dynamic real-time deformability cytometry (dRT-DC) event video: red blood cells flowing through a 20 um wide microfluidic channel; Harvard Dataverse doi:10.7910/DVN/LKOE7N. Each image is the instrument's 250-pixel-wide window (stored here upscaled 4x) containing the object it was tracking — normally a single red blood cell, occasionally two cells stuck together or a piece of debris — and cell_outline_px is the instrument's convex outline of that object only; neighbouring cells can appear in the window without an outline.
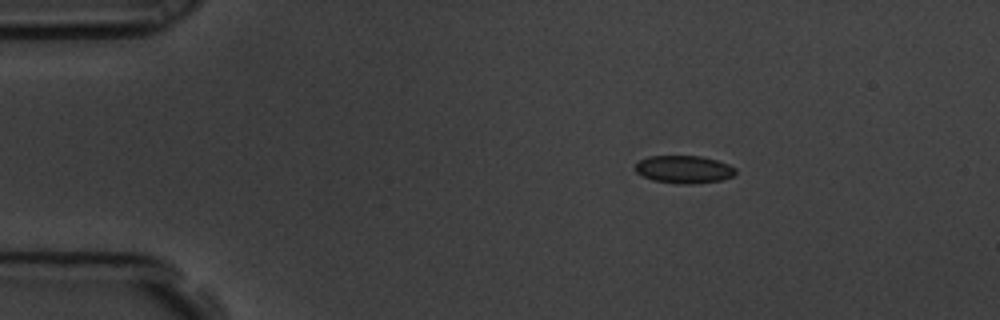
{"species": "common noctule bat (a hibernating species)", "species_latin": "Nyctalus noctula", "temperature_condition": "room temperature", "stored_images_in_passage": 5, "camera_frame_rate_fps": 3000, "um_per_image_px": 0.085, "animal": {"sex": "male", "body_mass_g": 19.5, "forearm_length_mm": 54.6}, "frame": {"image": 1, "passage_image": 2, "time_ms": 0.333, "image_size_px": [1000, 320], "cell_outline_px": [[736, 172], [732, 176], [724, 180], [692, 184], [680, 184], [652, 180], [636, 172], [636, 164], [640, 160], [648, 156], [700, 156], [716, 160], [728, 164], [736, 168]], "centroid_in_image_um": [58.16, 14.4], "position_along_channel_um": 26.8, "area_um2": 16.18}}
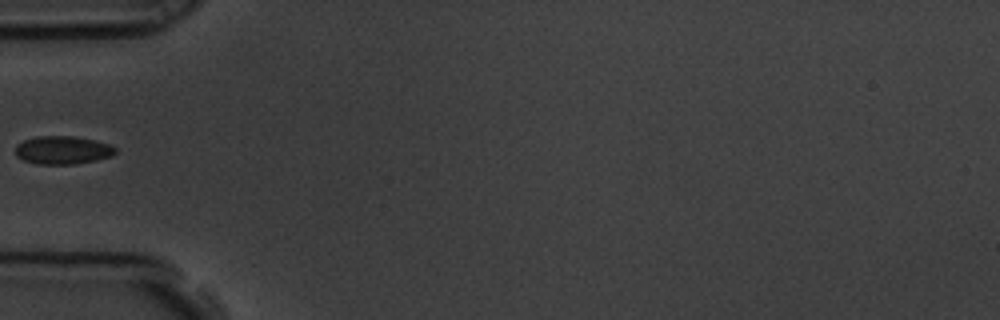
{"frame": {"image": 2, "passage_image": 4, "time_ms": 1.0, "image_size_px": [1000, 320], "cell_outline_px": [[116, 152], [112, 156], [96, 160], [72, 164], [36, 164], [24, 160], [16, 156], [16, 144], [24, 140], [36, 136], [72, 136], [96, 140], [108, 144], [116, 148]], "centroid_in_image_um": [5.32, 12.75], "position_along_channel_um": 79.7, "area_um2": 16.42}}
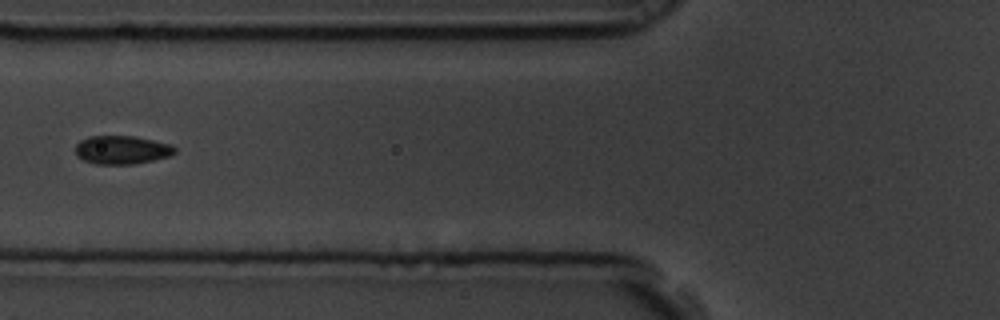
{"frame": {"image": 3, "passage_image": 5, "time_ms": 1.333, "image_size_px": [1000, 320], "cell_outline_px": [[176, 152], [168, 156], [152, 160], [132, 164], [96, 164], [84, 160], [76, 156], [76, 144], [80, 140], [88, 136], [132, 136], [172, 144], [176, 148]], "centroid_in_image_um": [10.34, 12.73], "position_along_channel_um": 115.5, "area_um2": 16.42}}